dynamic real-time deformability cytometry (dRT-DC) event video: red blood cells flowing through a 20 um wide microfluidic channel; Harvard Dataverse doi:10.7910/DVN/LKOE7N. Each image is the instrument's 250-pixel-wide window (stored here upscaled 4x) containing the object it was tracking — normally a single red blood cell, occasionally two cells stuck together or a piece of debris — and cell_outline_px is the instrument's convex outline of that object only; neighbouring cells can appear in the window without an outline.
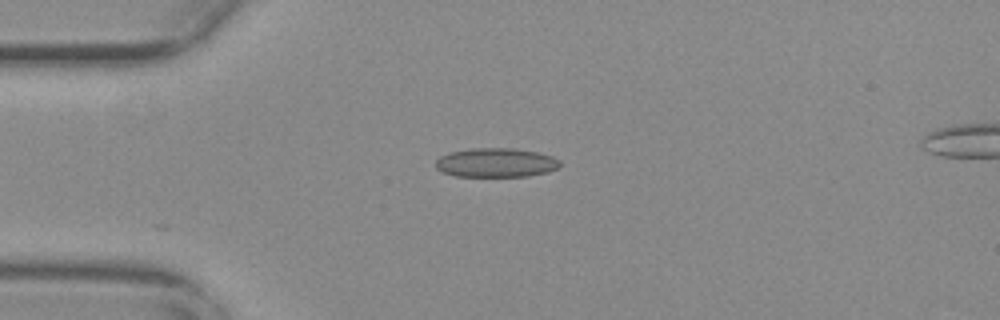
{"species": "common noctule bat (a hibernating species)", "species_latin": "Nyctalus noctula", "temperature_condition": "warm", "stored_images_in_passage": 5, "camera_frame_rate_fps": 3000, "um_per_image_px": 0.085, "animal": {"sex": "female", "body_mass_g": 29.2, "forearm_length_mm": 56.3}, "frame": {"image": 1, "passage_image": 1, "time_ms": 0.0, "image_size_px": [1000, 320], "cell_outline_px": [[560, 164], [556, 168], [548, 172], [528, 176], [456, 176], [444, 172], [436, 168], [436, 160], [440, 156], [448, 152], [472, 148], [512, 148], [540, 152], [552, 156], [560, 160]], "centroid_in_image_um": [42.16, 13.81], "position_along_channel_um": 42.8, "area_um2": 21.15}}